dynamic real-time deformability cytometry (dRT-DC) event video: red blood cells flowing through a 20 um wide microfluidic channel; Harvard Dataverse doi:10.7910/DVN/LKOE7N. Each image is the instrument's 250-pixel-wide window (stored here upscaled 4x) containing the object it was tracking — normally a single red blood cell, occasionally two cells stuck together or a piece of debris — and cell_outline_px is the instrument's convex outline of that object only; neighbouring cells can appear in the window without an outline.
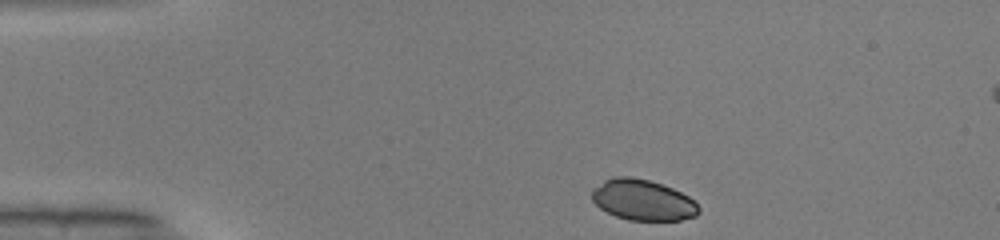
{"species": "common noctule bat (a hibernating species)", "species_latin": "Nyctalus noctula", "temperature_condition": "warm", "stored_images_in_passage": 42, "camera_frame_rate_fps": 3000, "um_per_image_px": 0.085, "animal": {"sex": "male", "body_mass_g": 19.0, "forearm_length_mm": 50.8}, "frame": {"image": 1, "passage_image": 1, "time_ms": 0.0, "image_size_px": [1000, 240], "cell_outline_px": [[700, 212], [696, 216], [680, 220], [628, 220], [616, 216], [600, 208], [592, 200], [592, 188], [604, 180], [612, 176], [632, 176], [648, 180], [672, 188], [688, 196], [700, 208]], "centroid_in_image_um": [54.61, 16.99], "position_along_channel_um": 30.4, "area_um2": 25.37}}
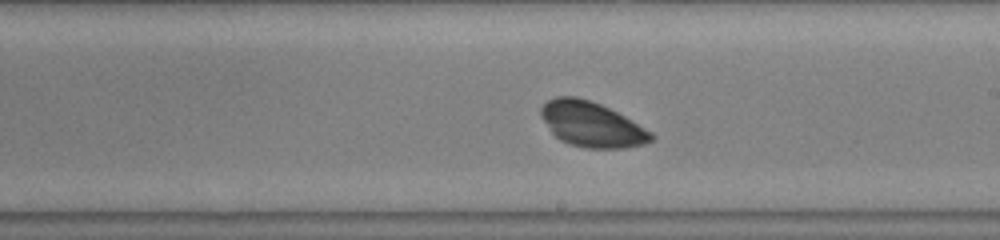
{"frame": {"image": 2, "passage_image": 21, "time_ms": 6.667, "image_size_px": [1000, 240], "cell_outline_px": [[656, 136], [652, 140], [644, 144], [624, 148], [584, 148], [568, 144], [560, 140], [552, 132], [540, 116], [540, 108], [548, 100], [556, 96], [576, 96], [600, 104], [624, 116], [652, 132]], "centroid_in_image_um": [50.28, 10.58], "position_along_channel_um": 238.7, "area_um2": 28.84}}
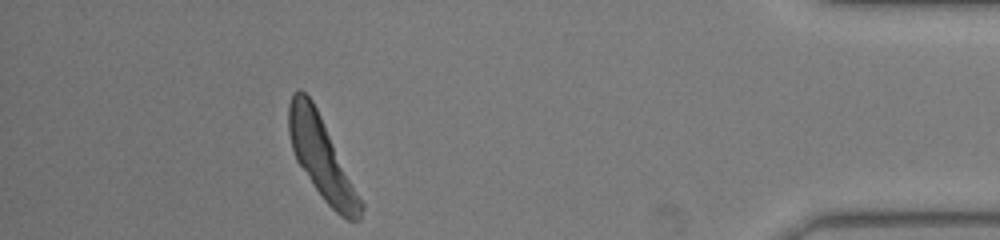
{"frame": {"image": 3, "passage_image": 37, "time_ms": 12.0, "image_size_px": [1000, 240], "cell_outline_px": [[364, 208], [360, 220], [348, 220], [340, 216], [324, 200], [312, 184], [296, 160], [292, 148], [288, 132], [288, 104], [292, 92], [300, 88], [312, 100], [364, 204]], "centroid_in_image_um": [27.31, 13.41], "position_along_channel_um": 407.9, "area_um2": 33.64}, "authors_computed_cell_mechanics": {"area_um2": 29.5069, "velocity_mm_per_s": 4.0563, "shape_relaxation_time_tau1_ms": 2.6189, "shape_relaxation_time_tau2_ms": 9.3695, "deformation_change_tau1": 0.2, "deformation_change_tau2": 0.1129}}